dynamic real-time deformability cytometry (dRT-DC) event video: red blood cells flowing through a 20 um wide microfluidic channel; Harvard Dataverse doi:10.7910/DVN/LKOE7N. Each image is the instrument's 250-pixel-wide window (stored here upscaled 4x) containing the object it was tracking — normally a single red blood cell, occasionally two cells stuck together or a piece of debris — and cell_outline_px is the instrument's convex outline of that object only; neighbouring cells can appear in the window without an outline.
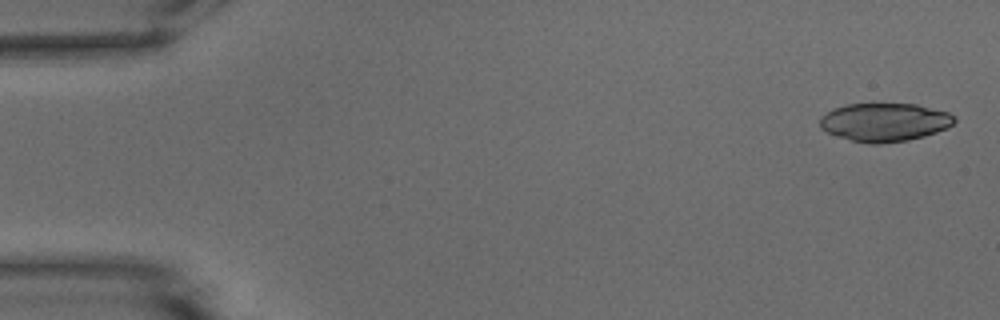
{"species": "common noctule bat (a hibernating species)", "species_latin": "Nyctalus noctula", "temperature_condition": "warm", "stored_images_in_passage": 53, "camera_frame_rate_fps": 3000, "um_per_image_px": 0.085, "animal": {"sex": "male", "body_mass_g": 15.6}, "frame": {"image": 1, "passage_image": 2, "time_ms": 0.333, "image_size_px": [1000, 320], "cell_outline_px": [[956, 120], [948, 128], [924, 136], [908, 140], [880, 144], [868, 144], [836, 136], [820, 128], [820, 116], [832, 108], [848, 104], [916, 104], [948, 112], [956, 116]], "centroid_in_image_um": [75.18, 10.39], "position_along_channel_um": 9.8, "area_um2": 30.23}}
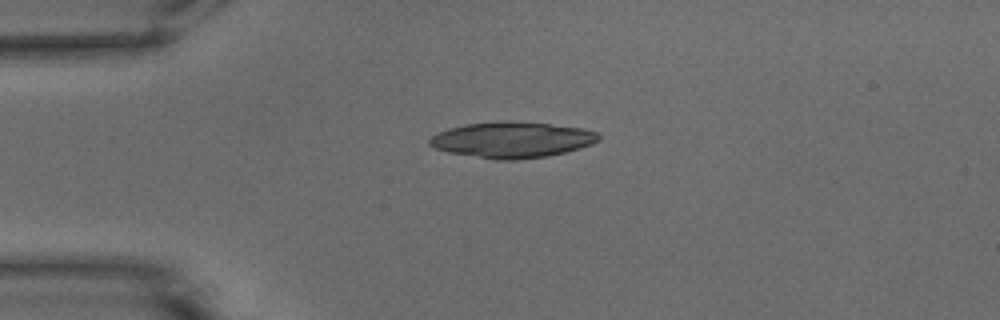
{"frame": {"image": 2, "passage_image": 13, "time_ms": 4.0, "image_size_px": [1000, 320], "cell_outline_px": [[600, 140], [592, 144], [580, 148], [548, 156], [516, 160], [496, 160], [448, 152], [436, 148], [428, 144], [428, 140], [436, 132], [448, 128], [464, 124], [548, 124], [584, 128], [596, 132], [600, 136]], "centroid_in_image_um": [43.52, 11.93], "position_along_channel_um": 41.5, "area_um2": 34.33}}